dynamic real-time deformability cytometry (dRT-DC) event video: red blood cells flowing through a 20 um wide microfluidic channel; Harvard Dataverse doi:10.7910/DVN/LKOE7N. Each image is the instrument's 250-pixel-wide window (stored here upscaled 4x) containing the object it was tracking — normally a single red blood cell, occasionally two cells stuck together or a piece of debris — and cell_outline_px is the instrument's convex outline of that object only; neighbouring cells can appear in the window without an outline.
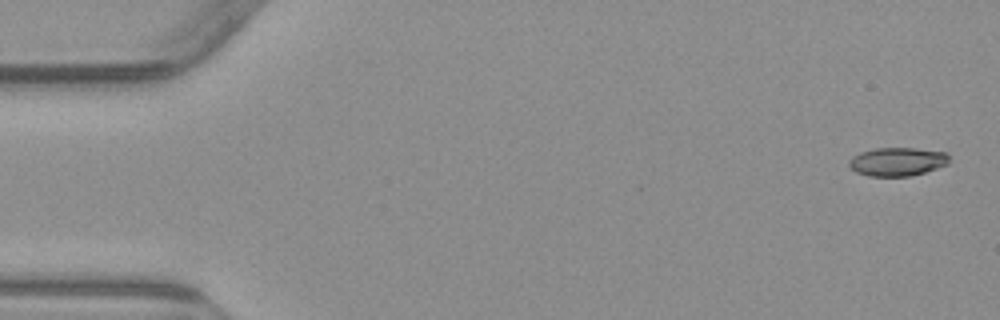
{"species": "common noctule bat (a hibernating species)", "species_latin": "Nyctalus noctula", "temperature_condition": "warm", "stored_images_in_passage": 4, "camera_frame_rate_fps": 3000, "um_per_image_px": 0.085, "animal": {"sex": "male", "body_mass_g": 23.1, "forearm_length_mm": 52.7}, "frame": {"image": 1, "passage_image": 1, "time_ms": 0.0, "image_size_px": [1000, 320], "cell_outline_px": [[948, 164], [924, 172], [908, 176], [868, 176], [856, 172], [848, 164], [848, 160], [852, 156], [860, 152], [876, 148], [916, 148], [948, 152]], "centroid_in_image_um": [76.26, 13.73], "position_along_channel_um": 8.7, "area_um2": 16.65}}
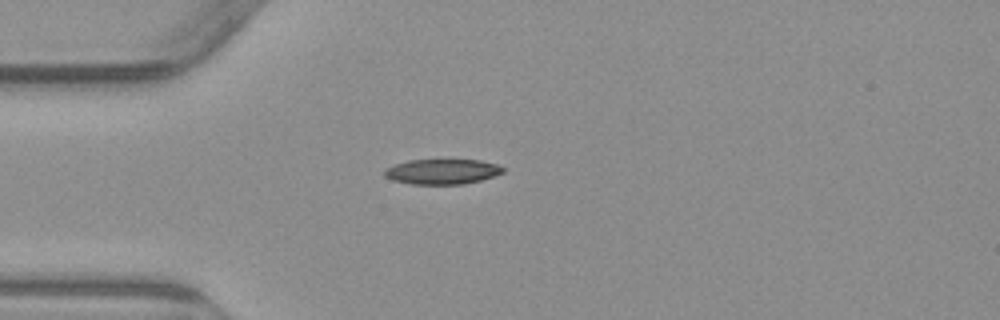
{"frame": {"image": 2, "passage_image": 4, "time_ms": 4.333, "image_size_px": [1000, 320], "cell_outline_px": [[504, 172], [480, 180], [464, 184], [408, 184], [392, 180], [384, 176], [384, 168], [408, 160], [480, 160], [500, 164], [504, 168]], "centroid_in_image_um": [37.57, 14.58], "position_along_channel_um": 47.4, "area_um2": 17.46}}